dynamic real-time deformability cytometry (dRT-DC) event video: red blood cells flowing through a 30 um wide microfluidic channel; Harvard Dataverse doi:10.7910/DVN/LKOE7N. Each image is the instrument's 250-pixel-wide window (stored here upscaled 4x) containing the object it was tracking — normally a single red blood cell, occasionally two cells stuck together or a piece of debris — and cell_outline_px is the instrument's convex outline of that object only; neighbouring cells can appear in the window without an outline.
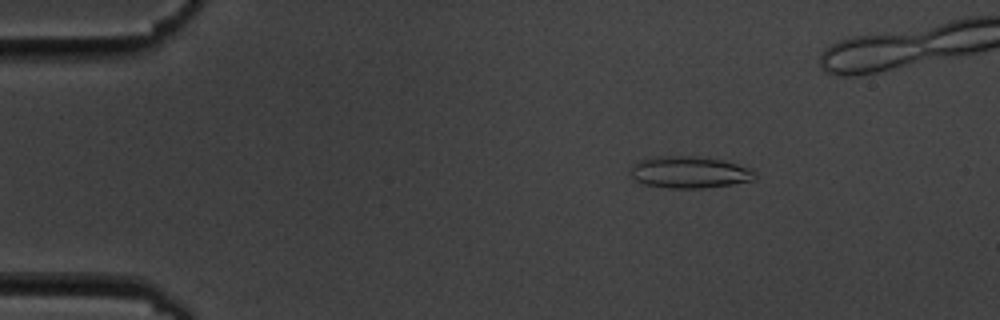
{"species": "common noctule bat (a hibernating species)", "species_latin": "Nyctalus noctula", "temperature_condition": "cold", "stored_images_in_passage": 49, "camera_frame_rate_fps": 3000, "um_per_image_px": 0.085, "animal": {"sex": "male", "body_mass_g": 19.5, "forearm_length_mm": 54.6}, "frame": {"image": 1, "passage_image": 9, "time_ms": 2.667, "image_size_px": [1000, 320], "cell_outline_px": [[756, 180], [732, 184], [700, 188], [668, 188], [644, 184], [636, 180], [632, 176], [632, 168], [636, 160], [656, 156], [696, 156], [720, 160], [752, 168], [756, 172]], "centroid_in_image_um": [58.62, 14.64], "position_along_channel_um": 26.4, "area_um2": 23.06}}
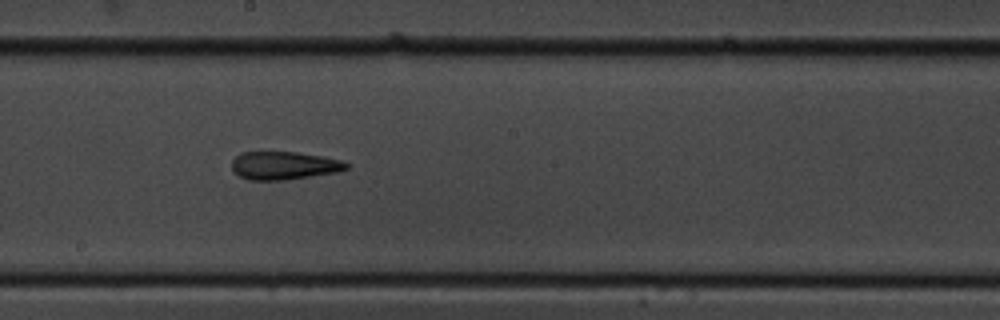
{"frame": {"image": 2, "passage_image": 31, "time_ms": 10.0, "image_size_px": [1000, 320], "cell_outline_px": [[352, 164], [348, 168], [336, 172], [284, 180], [248, 180], [240, 176], [232, 168], [232, 160], [240, 152], [296, 152], [324, 156], [340, 160]], "centroid_in_image_um": [24.15, 14.06], "position_along_channel_um": 224.0, "area_um2": 18.73}}
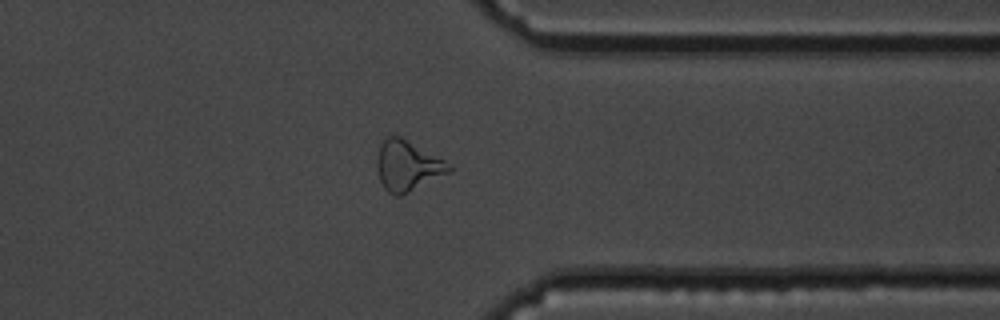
{"frame": {"image": 3, "passage_image": 44, "time_ms": 14.333, "image_size_px": [1000, 320], "cell_outline_px": [[452, 172], [400, 196], [396, 196], [388, 192], [384, 188], [380, 180], [376, 168], [376, 160], [380, 144], [388, 136], [400, 136], [452, 164]], "centroid_in_image_um": [34.64, 14.1], "position_along_channel_um": 376.8, "area_um2": 21.21}}